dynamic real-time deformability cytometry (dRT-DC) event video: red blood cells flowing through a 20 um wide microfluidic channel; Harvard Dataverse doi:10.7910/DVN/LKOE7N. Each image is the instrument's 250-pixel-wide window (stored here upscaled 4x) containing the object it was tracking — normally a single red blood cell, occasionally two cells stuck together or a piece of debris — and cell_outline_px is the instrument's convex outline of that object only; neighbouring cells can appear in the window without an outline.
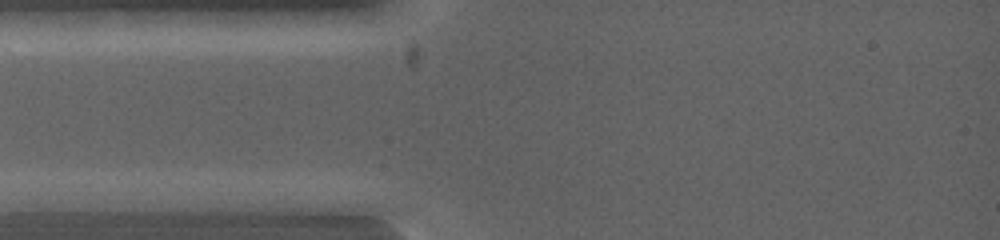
{"species": "common noctule bat (a hibernating species)", "species_latin": "Nyctalus noctula", "temperature_condition": "warm", "stored_images_in_passage": 3, "camera_frame_rate_fps": 5000, "um_per_image_px": 0.085, "animal": {"sex": "female", "body_mass_g": 19.0, "forearm_length_mm": 53.3}, "frame": {"image": 1, "passage_image": 1, "time_ms": 0.0, "image_size_px": [1000, 240], "cell_outline_px": [[140, 200], [108, 208], [84, 212], [28, 212], [12, 200], [88, 192], [100, 192]], "centroid_in_image_um": [6.22, 17.22], "position_along_channel_um": 78.8, "area_um2": 12.25}}